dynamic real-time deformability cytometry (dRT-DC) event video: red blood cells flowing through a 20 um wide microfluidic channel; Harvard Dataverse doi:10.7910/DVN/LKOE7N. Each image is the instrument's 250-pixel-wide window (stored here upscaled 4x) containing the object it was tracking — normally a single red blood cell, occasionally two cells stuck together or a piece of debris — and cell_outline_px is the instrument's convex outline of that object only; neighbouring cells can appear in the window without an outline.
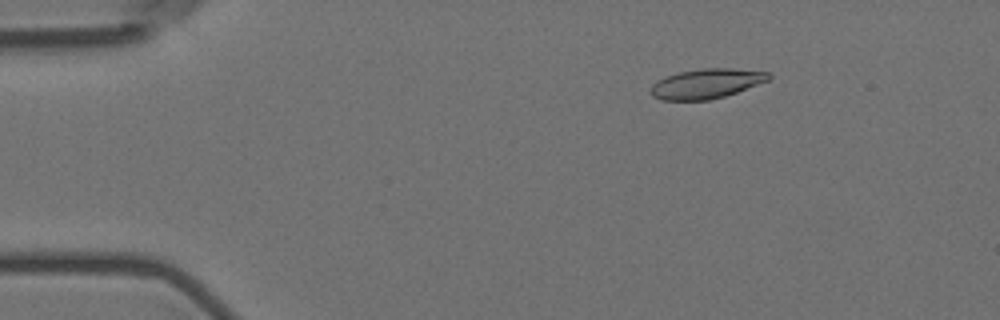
{"species": "Egyptian fruit bat (a non-hibernating species)", "species_latin": "Rousettus aegyptiacus", "temperature_condition": "room temperature", "stored_images_in_passage": 57, "camera_frame_rate_fps": 3000, "um_per_image_px": 0.085, "animal": {"sex": "female"}, "frame": {"image": 1, "passage_image": 9, "time_ms": 2.667, "image_size_px": [1000, 320], "cell_outline_px": [[772, 76], [768, 80], [736, 92], [724, 96], [708, 100], [660, 100], [652, 96], [648, 92], [652, 84], [656, 80], [676, 72], [700, 68], [732, 68], [772, 72]], "centroid_in_image_um": [60.0, 7.1], "position_along_channel_um": 25.0, "area_um2": 20.69}}
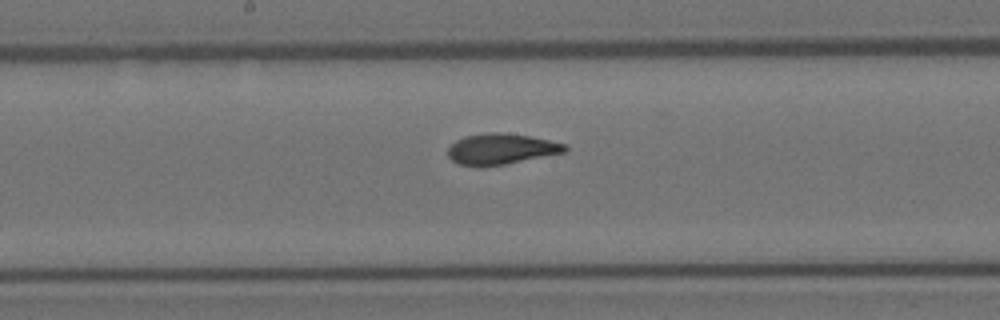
{"frame": {"image": 2, "passage_image": 30, "time_ms": 9.667, "image_size_px": [1000, 320], "cell_outline_px": [[568, 148], [564, 152], [504, 164], [480, 168], [460, 164], [452, 160], [448, 156], [448, 148], [456, 140], [464, 136], [492, 132], [500, 132], [528, 136], [568, 144]], "centroid_in_image_um": [42.56, 12.67], "position_along_channel_um": 205.6, "area_um2": 20.92}}
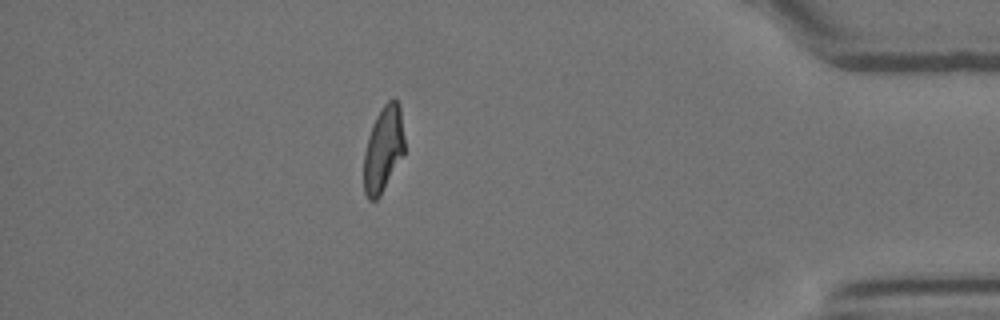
{"frame": {"image": 3, "passage_image": 50, "time_ms": 16.333, "image_size_px": [1000, 320], "cell_outline_px": [[404, 156], [380, 196], [376, 200], [368, 200], [364, 192], [364, 152], [368, 136], [372, 124], [376, 116], [384, 104], [388, 100], [396, 100], [400, 104], [404, 140]], "centroid_in_image_um": [32.58, 12.7], "position_along_channel_um": 402.6, "area_um2": 20.52}, "authors_computed_cell_mechanics": {"area_um2": 21.0392, "velocity_mm_per_s": 3.6001, "shape_relaxation_time_tau1_ms": 4.7789, "shape_relaxation_time_tau2_ms": 1.5416, "deformation_change_tau1": 0.2054, "deformation_change_tau2": 0.0878}}